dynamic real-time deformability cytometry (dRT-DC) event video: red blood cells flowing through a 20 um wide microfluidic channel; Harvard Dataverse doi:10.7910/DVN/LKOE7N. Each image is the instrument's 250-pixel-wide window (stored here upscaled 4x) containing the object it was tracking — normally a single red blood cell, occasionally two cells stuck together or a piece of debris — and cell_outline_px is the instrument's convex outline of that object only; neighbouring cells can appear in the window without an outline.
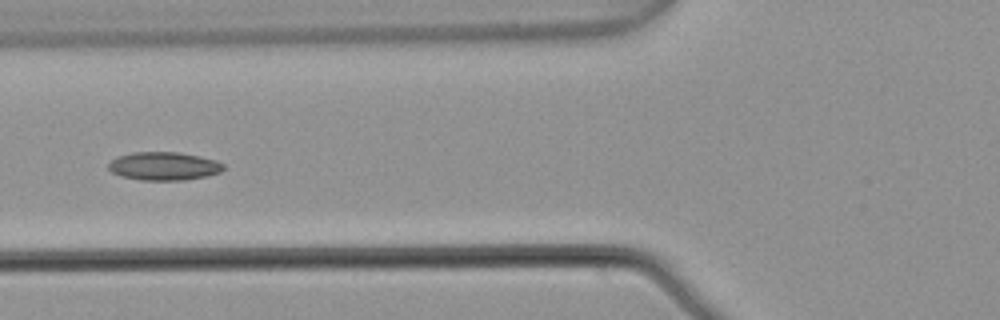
{"species": "common noctule bat (a hibernating species)", "species_latin": "Nyctalus noctula", "temperature_condition": "warm", "stored_images_in_passage": 5, "camera_frame_rate_fps": 3000, "um_per_image_px": 0.085, "animal": {"sex": "male", "body_mass_g": 21.5, "forearm_length_mm": 52.0}, "frame": {"image": 1, "passage_image": 5, "time_ms": 1.333, "image_size_px": [1000, 320], "cell_outline_px": [[224, 168], [220, 172], [208, 176], [184, 180], [140, 180], [120, 176], [112, 172], [108, 168], [108, 164], [116, 156], [132, 152], [180, 152], [200, 156], [216, 160], [224, 164]], "centroid_in_image_um": [13.92, 14.11], "position_along_channel_um": 111.9, "area_um2": 19.13}}